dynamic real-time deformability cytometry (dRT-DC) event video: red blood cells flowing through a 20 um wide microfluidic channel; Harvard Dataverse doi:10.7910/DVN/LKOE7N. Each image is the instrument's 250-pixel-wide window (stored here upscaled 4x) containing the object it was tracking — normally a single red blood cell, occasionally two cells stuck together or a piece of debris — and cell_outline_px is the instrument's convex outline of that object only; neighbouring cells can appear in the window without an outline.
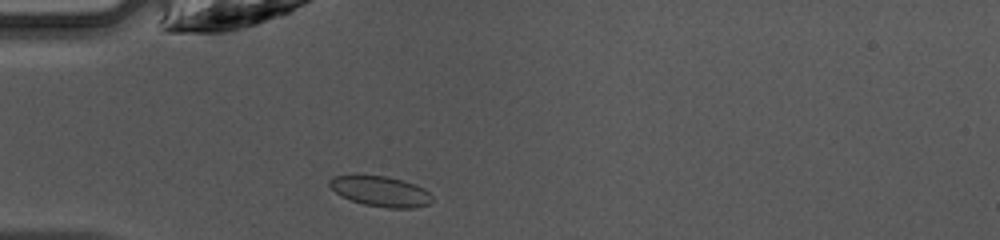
{"species": "common noctule bat (a hibernating species)", "species_latin": "Nyctalus noctula", "temperature_condition": "warm", "stored_images_in_passage": 33, "camera_frame_rate_fps": 3000, "um_per_image_px": 0.085, "animal": {"sex": "female", "body_mass_g": 10.0, "forearm_length_mm": 53.1}, "frame": {"image": 1, "passage_image": 2, "time_ms": 0.333, "image_size_px": [1000, 240], "cell_outline_px": [[432, 204], [412, 208], [388, 208], [364, 204], [340, 196], [328, 184], [328, 180], [332, 176], [384, 176], [404, 180], [416, 184], [424, 188], [432, 196]], "centroid_in_image_um": [32.39, 16.27], "position_along_channel_um": 52.6, "area_um2": 18.09}}
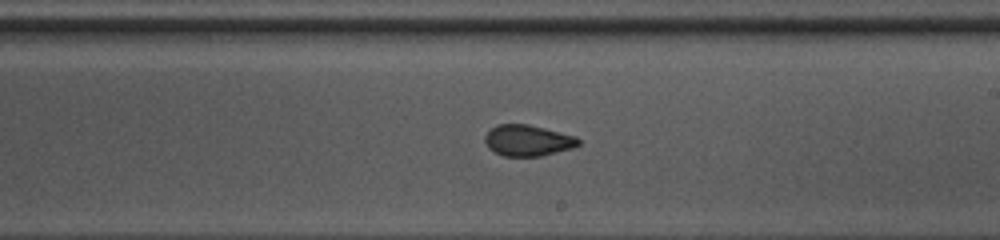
{"frame": {"image": 2, "passage_image": 16, "time_ms": 5.0, "image_size_px": [1000, 240], "cell_outline_px": [[580, 144], [572, 148], [540, 156], [504, 156], [488, 148], [484, 140], [484, 136], [496, 124], [528, 124], [576, 136], [580, 140]], "centroid_in_image_um": [44.85, 11.93], "position_along_channel_um": 244.1, "area_um2": 16.88}}
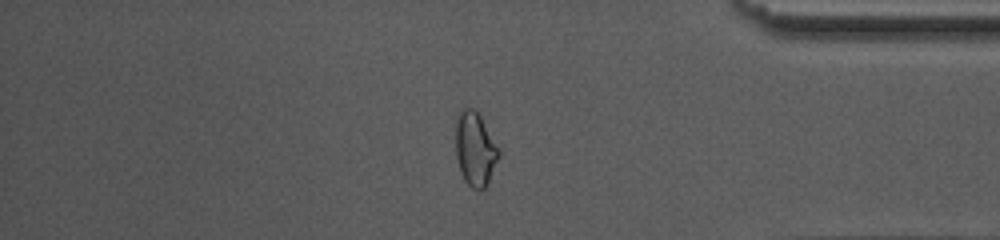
{"frame": {"image": 3, "passage_image": 28, "time_ms": 9.0, "image_size_px": [1000, 240], "cell_outline_px": [[500, 156], [488, 184], [480, 192], [472, 188], [464, 180], [460, 172], [456, 156], [456, 116], [460, 108], [472, 108], [480, 116], [500, 148]], "centroid_in_image_um": [40.39, 12.69], "position_along_channel_um": 394.8, "area_um2": 18.9}}